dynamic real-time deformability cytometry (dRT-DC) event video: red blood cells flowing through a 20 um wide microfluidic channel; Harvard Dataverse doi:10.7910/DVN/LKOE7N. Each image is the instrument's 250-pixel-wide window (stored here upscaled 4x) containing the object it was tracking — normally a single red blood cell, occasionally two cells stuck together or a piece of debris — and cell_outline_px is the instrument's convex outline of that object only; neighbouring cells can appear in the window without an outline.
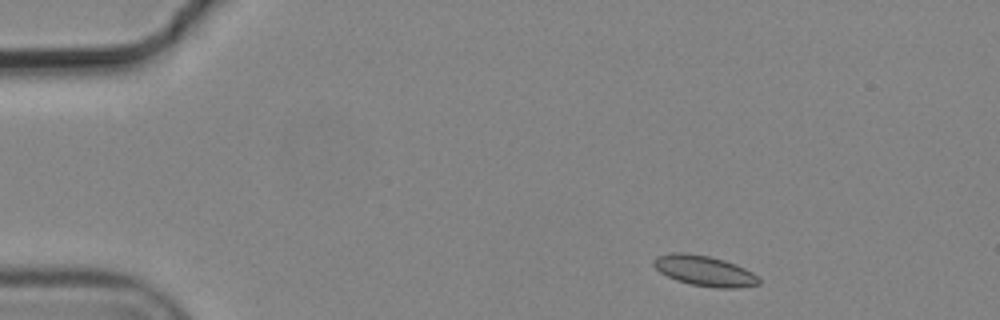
{"species": "common noctule bat (a hibernating species)", "species_latin": "Nyctalus noctula", "temperature_condition": "cold", "stored_images_in_passage": 4, "camera_frame_rate_fps": 3000, "um_per_image_px": 0.085, "animal": {"sex": "male", "body_mass_g": 19.2, "forearm_length_mm": 51.8}, "frame": {"image": 1, "passage_image": 1, "time_ms": 0.0, "image_size_px": [1000, 320], "cell_outline_px": [[760, 284], [740, 288], [716, 288], [692, 284], [676, 280], [660, 272], [652, 264], [652, 260], [656, 256], [672, 252], [684, 252], [708, 256], [724, 260], [736, 264], [752, 272], [760, 280]], "centroid_in_image_um": [59.86, 23.01], "position_along_channel_um": 25.1, "area_um2": 18.67}}
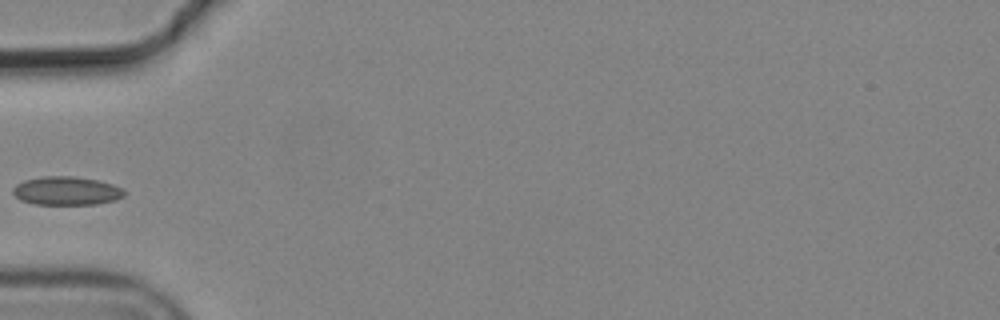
{"frame": {"image": 2, "passage_image": 4, "time_ms": 1.0, "image_size_px": [1000, 320], "cell_outline_px": [[124, 196], [116, 200], [96, 204], [36, 204], [20, 200], [12, 192], [12, 188], [16, 184], [24, 180], [40, 176], [76, 176], [96, 180], [112, 184], [124, 188]], "centroid_in_image_um": [5.64, 16.21], "position_along_channel_um": 79.4, "area_um2": 18.61}}